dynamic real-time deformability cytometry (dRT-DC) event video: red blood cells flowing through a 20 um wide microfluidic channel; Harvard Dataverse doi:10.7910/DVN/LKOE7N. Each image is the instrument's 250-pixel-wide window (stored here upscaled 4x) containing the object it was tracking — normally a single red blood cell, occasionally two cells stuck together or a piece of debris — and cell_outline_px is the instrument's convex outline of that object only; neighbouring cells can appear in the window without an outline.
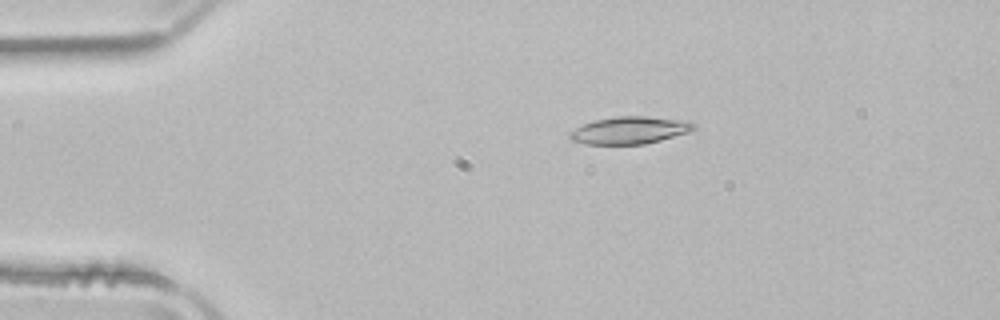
{"species": "common noctule bat (a hibernating species)", "species_latin": "Nyctalus noctula", "temperature_condition": "room temperature", "stored_images_in_passage": 42, "camera_frame_rate_fps": 3000, "um_per_image_px": 0.085, "animal": {"sex": "male", "body_mass_g": 21.5, "forearm_length_mm": 52.0}, "frame": {"image": 1, "passage_image": 1, "time_ms": 0.0, "image_size_px": [1000, 320], "cell_outline_px": [[696, 128], [688, 132], [660, 140], [644, 144], [584, 144], [572, 140], [568, 136], [568, 132], [584, 124], [596, 120], [616, 116], [644, 116], [692, 120], [696, 124]], "centroid_in_image_um": [53.56, 11.06], "position_along_channel_um": 31.4, "area_um2": 19.83}}
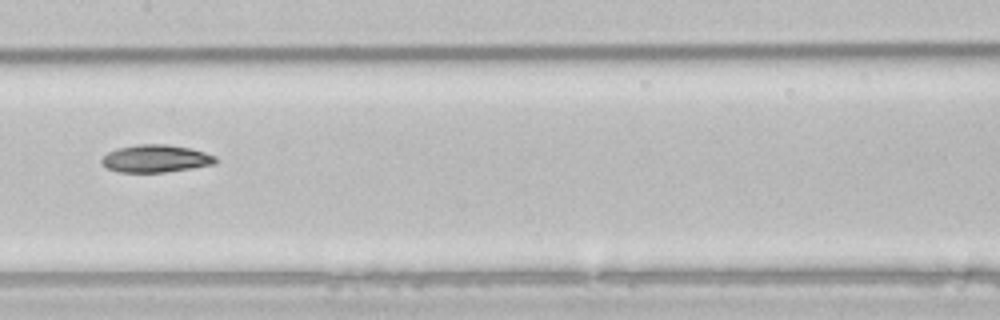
{"frame": {"image": 2, "passage_image": 17, "time_ms": 5.333, "image_size_px": [1000, 320], "cell_outline_px": [[216, 160], [212, 164], [192, 168], [164, 172], [120, 172], [108, 168], [100, 160], [108, 152], [116, 148], [136, 144], [164, 144], [188, 148], [204, 152], [216, 156]], "centroid_in_image_um": [13.2, 13.47], "position_along_channel_um": 194.2, "area_um2": 18.03}}
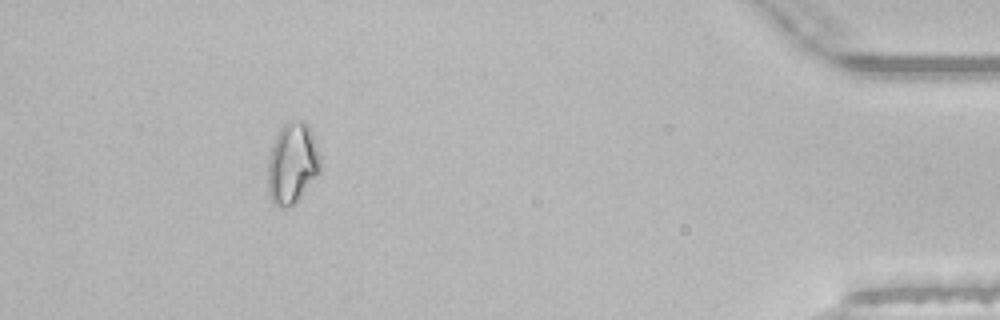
{"frame": {"image": 3, "passage_image": 38, "time_ms": 12.333, "image_size_px": [1000, 320], "cell_outline_px": [[320, 172], [300, 196], [292, 204], [284, 208], [280, 208], [268, 196], [268, 156], [272, 144], [280, 128], [288, 120], [304, 120], [308, 124], [320, 156]], "centroid_in_image_um": [24.83, 13.85], "position_along_channel_um": 410.4, "area_um2": 24.68}, "authors_computed_cell_mechanics": {"area_um2": 18.8717, "velocity_mm_per_s": 3.9427, "shape_relaxation_time_tau1_ms": 4.7691, "shape_relaxation_time_tau2_ms": null, "deformation_change_tau1": 0.144, "deformation_change_tau2": null}}